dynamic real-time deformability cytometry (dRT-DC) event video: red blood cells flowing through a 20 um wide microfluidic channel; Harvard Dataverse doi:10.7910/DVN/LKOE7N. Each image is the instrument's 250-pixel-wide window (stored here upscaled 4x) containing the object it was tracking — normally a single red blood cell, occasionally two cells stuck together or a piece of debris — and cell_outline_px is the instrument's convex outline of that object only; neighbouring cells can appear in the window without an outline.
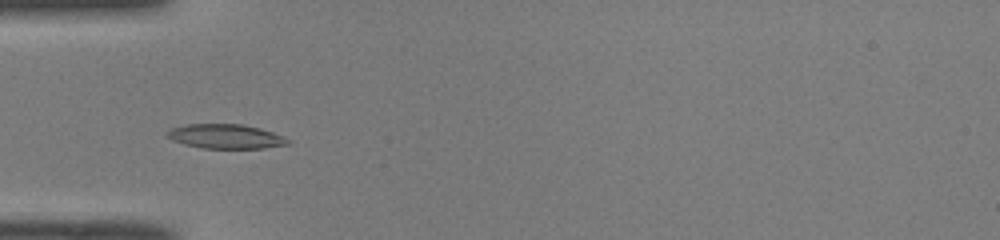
{"species": "common noctule bat (a hibernating species)", "species_latin": "Nyctalus noctula", "temperature_condition": "room temperature", "stored_images_in_passage": 35, "camera_frame_rate_fps": 3000, "um_per_image_px": 0.085, "animal": {"sex": "male", "body_mass_g": 19.0, "forearm_length_mm": 50.8}, "frame": {"image": 1, "passage_image": 1, "time_ms": 0.0, "image_size_px": [1000, 240], "cell_outline_px": [[292, 144], [264, 148], [204, 148], [184, 144], [172, 140], [168, 136], [168, 132], [172, 128], [184, 124], [244, 124], [260, 128], [272, 132], [292, 140]], "centroid_in_image_um": [19.24, 11.59], "position_along_channel_um": 65.8, "area_um2": 17.17}}
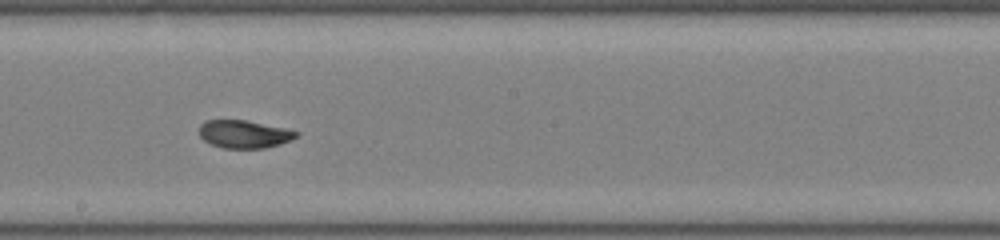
{"frame": {"image": 2, "passage_image": 13, "time_ms": 4.0, "image_size_px": [1000, 240], "cell_outline_px": [[300, 132], [292, 140], [280, 144], [264, 148], [224, 148], [212, 144], [204, 140], [200, 136], [200, 124], [204, 120], [244, 120], [284, 128]], "centroid_in_image_um": [20.75, 11.4], "position_along_channel_um": 227.5, "area_um2": 15.61}}
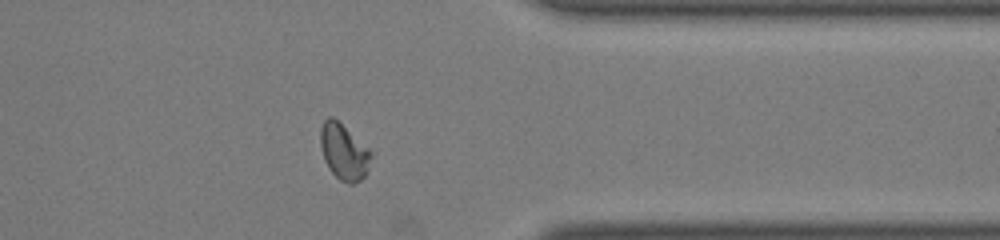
{"frame": {"image": 3, "passage_image": 25, "time_ms": 8.0, "image_size_px": [1000, 240], "cell_outline_px": [[376, 152], [368, 172], [360, 180], [352, 184], [348, 184], [340, 180], [328, 168], [324, 160], [320, 144], [320, 128], [324, 120], [328, 116], [332, 116]], "centroid_in_image_um": [29.29, 12.9], "position_along_channel_um": 382.1, "area_um2": 17.17}, "authors_computed_cell_mechanics": {"area_um2": 16.2418, "velocity_mm_per_s": 4.074, "shape_relaxation_time_tau1_ms": 7.1787, "shape_relaxation_time_tau2_ms": 1.2578, "deformation_change_tau1": 0.2042, "deformation_change_tau2": 0.0541}}